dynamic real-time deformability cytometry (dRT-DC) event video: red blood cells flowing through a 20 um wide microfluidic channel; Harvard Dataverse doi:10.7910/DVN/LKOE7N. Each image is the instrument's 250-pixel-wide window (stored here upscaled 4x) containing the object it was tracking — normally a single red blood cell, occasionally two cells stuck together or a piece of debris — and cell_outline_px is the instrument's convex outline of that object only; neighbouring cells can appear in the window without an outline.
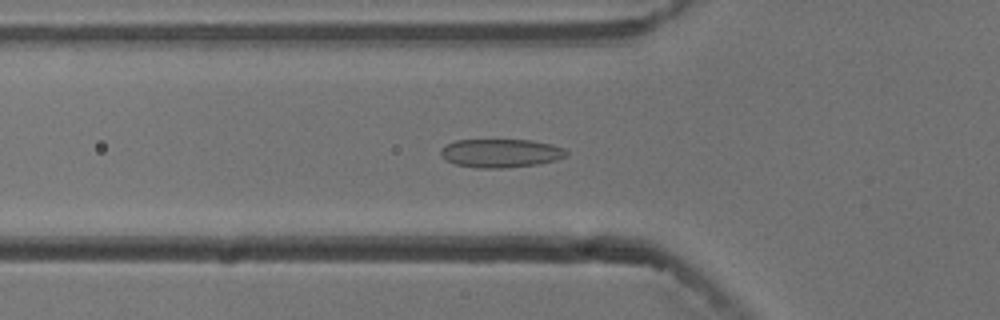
{"species": "common noctule bat (a hibernating species)", "species_latin": "Nyctalus noctula", "temperature_condition": "cold", "stored_images_in_passage": 46, "camera_frame_rate_fps": 3000, "um_per_image_px": 0.085, "animal": {"sex": "male", "body_mass_g": 13.3}, "frame": {"image": 1, "passage_image": 15, "time_ms": 4.667, "image_size_px": [1000, 320], "cell_outline_px": [[568, 152], [564, 156], [556, 160], [540, 164], [504, 168], [476, 168], [456, 164], [444, 160], [440, 156], [440, 148], [444, 144], [456, 140], [532, 140], [552, 144], [564, 148]], "centroid_in_image_um": [42.52, 13.02], "position_along_channel_um": 83.3, "area_um2": 21.15}}
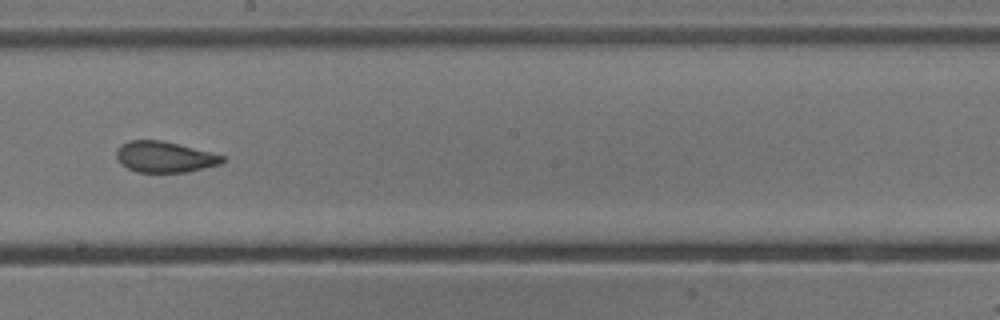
{"frame": {"image": 2, "passage_image": 27, "time_ms": 8.667, "image_size_px": [1000, 320], "cell_outline_px": [[224, 160], [220, 164], [188, 172], [136, 172], [120, 164], [116, 156], [116, 152], [120, 144], [128, 140], [160, 140], [224, 156]], "centroid_in_image_um": [13.93, 13.34], "position_along_channel_um": 234.3, "area_um2": 18.9}}
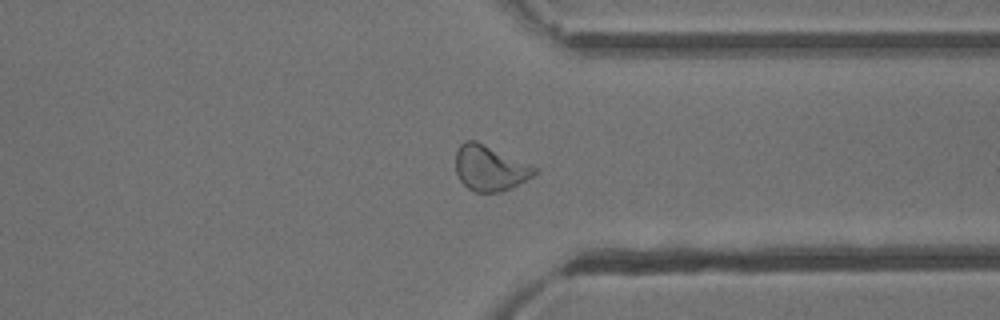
{"frame": {"image": 3, "passage_image": 38, "time_ms": 12.333, "image_size_px": [1000, 320], "cell_outline_px": [[540, 172], [500, 192], [476, 192], [468, 188], [460, 180], [456, 172], [456, 152], [460, 144], [464, 140], [476, 140], [532, 164], [540, 168]], "centroid_in_image_um": [41.66, 14.26], "position_along_channel_um": 369.7, "area_um2": 20.98}}